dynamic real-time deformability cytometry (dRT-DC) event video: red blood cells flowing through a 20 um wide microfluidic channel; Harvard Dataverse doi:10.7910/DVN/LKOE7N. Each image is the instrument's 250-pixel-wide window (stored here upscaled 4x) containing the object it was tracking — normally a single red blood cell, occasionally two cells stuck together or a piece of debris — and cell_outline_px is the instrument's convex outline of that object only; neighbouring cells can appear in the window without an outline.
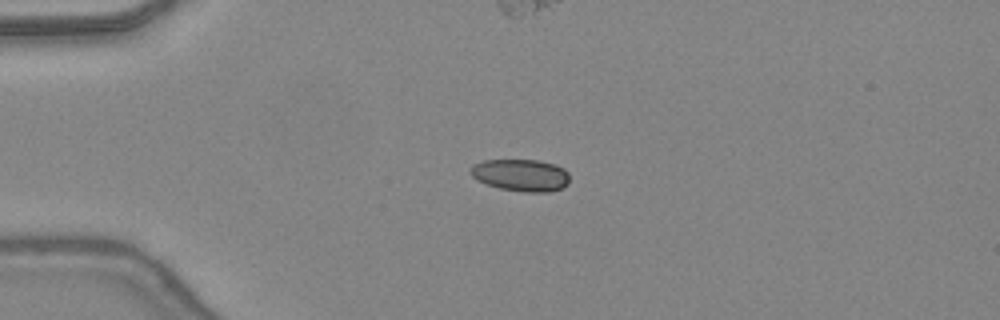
{"species": "common noctule bat (a hibernating species)", "species_latin": "Nyctalus noctula", "temperature_condition": "warm", "stored_images_in_passage": 22, "camera_frame_rate_fps": 3000, "um_per_image_px": 0.085, "animal": {"sex": "female", "body_mass_g": 24.6, "forearm_length_mm": 56.2}, "frame": {"image": 1, "passage_image": 1, "time_ms": 0.0, "image_size_px": [1000, 320], "cell_outline_px": [[568, 184], [560, 188], [548, 192], [524, 192], [500, 188], [476, 180], [468, 172], [468, 168], [472, 164], [484, 160], [540, 160], [556, 164], [564, 168], [568, 172]], "centroid_in_image_um": [44.25, 14.87], "position_along_channel_um": 40.8, "area_um2": 18.73}}
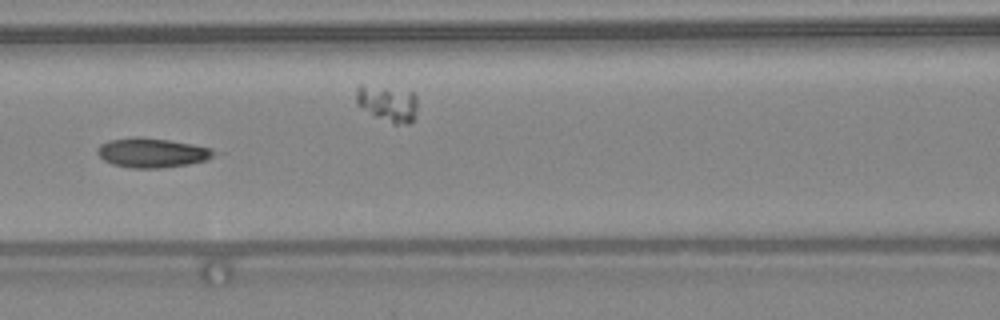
{"frame": {"image": 2, "passage_image": 11, "time_ms": 3.333, "image_size_px": [1000, 320], "cell_outline_px": [[224, 152], [208, 160], [188, 164], [160, 168], [132, 168], [112, 164], [104, 160], [96, 152], [96, 148], [100, 144], [108, 140], [132, 136], [140, 136], [168, 140], [192, 144], [212, 148]], "centroid_in_image_um": [12.98, 12.97], "position_along_channel_um": 153.6, "area_um2": 20.52}}
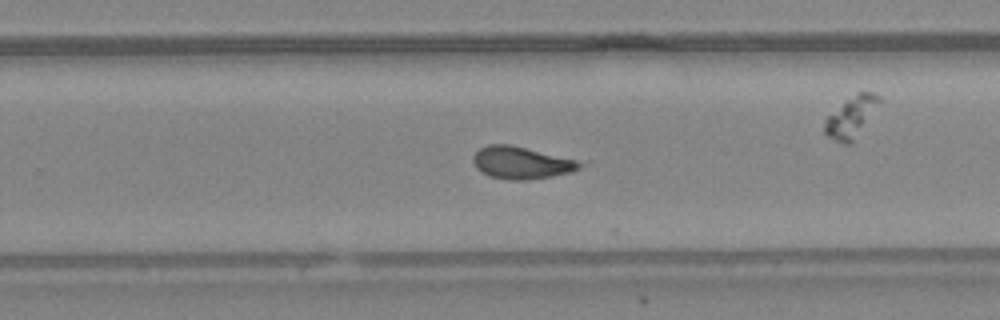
{"frame": {"image": 3, "passage_image": 20, "time_ms": 6.333, "image_size_px": [1000, 320], "cell_outline_px": [[592, 160], [588, 164], [572, 172], [552, 176], [528, 180], [508, 180], [488, 176], [480, 172], [476, 168], [472, 160], [472, 156], [480, 148], [488, 144], [508, 144]], "centroid_in_image_um": [44.49, 13.82], "position_along_channel_um": 285.3, "area_um2": 21.27}}